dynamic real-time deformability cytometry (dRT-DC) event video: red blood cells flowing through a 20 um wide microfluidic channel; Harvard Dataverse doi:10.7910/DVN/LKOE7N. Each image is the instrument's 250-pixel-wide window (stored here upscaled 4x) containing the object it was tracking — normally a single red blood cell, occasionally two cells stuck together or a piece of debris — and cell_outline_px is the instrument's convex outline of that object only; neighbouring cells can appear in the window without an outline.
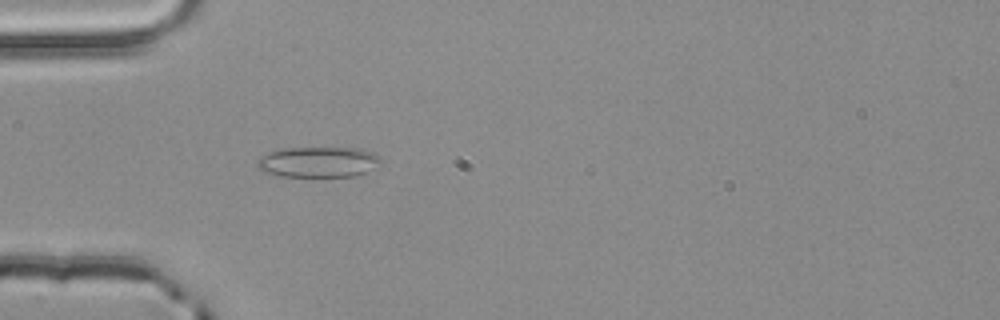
{"species": "common noctule bat (a hibernating species)", "species_latin": "Nyctalus noctula", "temperature_condition": "room temperature", "stored_images_in_passage": 3, "camera_frame_rate_fps": 3000, "um_per_image_px": 0.085, "animal": {"sex": "male", "body_mass_g": 20.4}, "frame": {"image": 1, "passage_image": 3, "time_ms": 0.667, "image_size_px": [1000, 320], "cell_outline_px": [[384, 160], [368, 172], [356, 176], [280, 176], [264, 172], [256, 164], [256, 160], [260, 156], [284, 148], [360, 148], [372, 152], [380, 156]], "centroid_in_image_um": [27.1, 13.77], "position_along_channel_um": 57.9, "area_um2": 22.08}}